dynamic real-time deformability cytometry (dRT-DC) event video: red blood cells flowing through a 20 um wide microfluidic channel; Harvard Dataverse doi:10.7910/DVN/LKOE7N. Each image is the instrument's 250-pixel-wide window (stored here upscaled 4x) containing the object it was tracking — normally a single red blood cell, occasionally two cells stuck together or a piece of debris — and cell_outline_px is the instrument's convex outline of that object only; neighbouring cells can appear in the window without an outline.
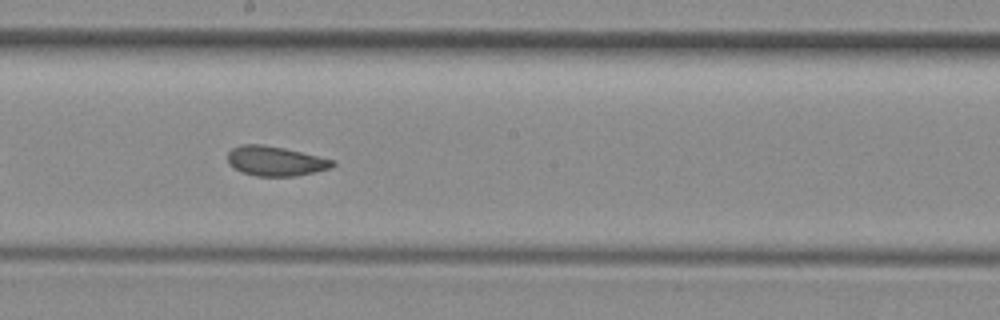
{"species": "common noctule bat (a hibernating species)", "species_latin": "Nyctalus noctula", "temperature_condition": "room temperature", "stored_images_in_passage": 32, "camera_frame_rate_fps": 3000, "um_per_image_px": 0.085, "animal": {"sex": "female", "body_mass_g": 29.2, "forearm_length_mm": 56.3}, "frame": {"image": 1, "passage_image": 15, "time_ms": 4.667, "image_size_px": [1000, 320], "cell_outline_px": [[336, 164], [332, 168], [316, 172], [296, 176], [256, 176], [240, 172], [232, 168], [228, 164], [228, 152], [232, 148], [240, 144], [264, 144], [284, 148], [336, 160]], "centroid_in_image_um": [23.41, 13.69], "position_along_channel_um": 224.8, "area_um2": 18.5}}
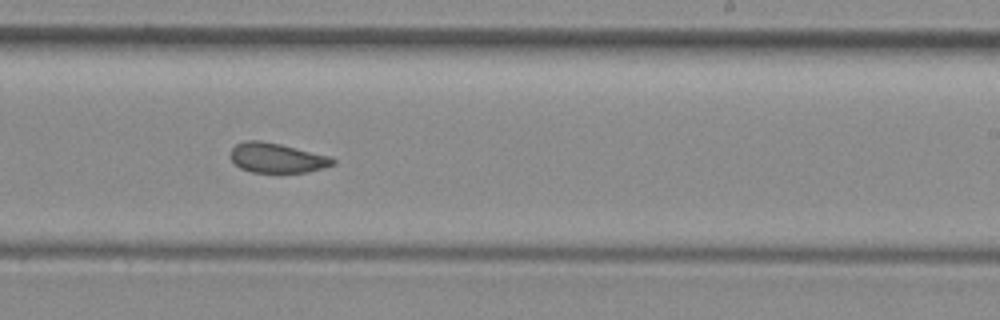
{"frame": {"image": 2, "passage_image": 18, "time_ms": 5.667, "image_size_px": [1000, 320], "cell_outline_px": [[336, 164], [324, 168], [308, 172], [252, 172], [240, 168], [232, 160], [228, 152], [236, 144], [244, 140], [260, 140], [280, 144], [332, 156], [336, 160]], "centroid_in_image_um": [23.56, 13.41], "position_along_channel_um": 265.4, "area_um2": 17.98}, "authors_computed_cell_mechanics": {"area_um2": 18.0625, "velocity_mm_per_s": 4.0898, "shape_relaxation_time_tau1_ms": null, "shape_relaxation_time_tau2_ms": 1.3662, "deformation_change_tau1": null, "deformation_change_tau2": 0.0743}}